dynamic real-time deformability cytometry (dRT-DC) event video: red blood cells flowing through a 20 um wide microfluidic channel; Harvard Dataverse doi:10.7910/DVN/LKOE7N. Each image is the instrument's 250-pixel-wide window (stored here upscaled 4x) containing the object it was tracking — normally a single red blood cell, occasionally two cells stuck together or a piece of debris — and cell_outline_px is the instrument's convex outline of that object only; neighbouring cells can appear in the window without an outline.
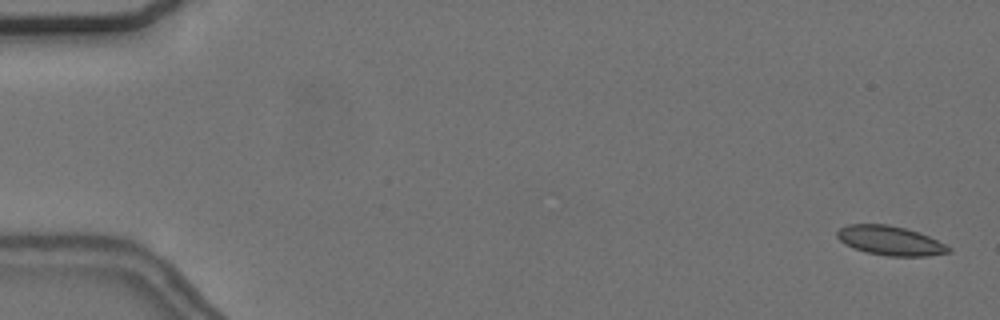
{"species": "common noctule bat (a hibernating species)", "species_latin": "Nyctalus noctula", "temperature_condition": "cold", "stored_images_in_passage": 56, "camera_frame_rate_fps": 3000, "um_per_image_px": 0.085, "animal": {"sex": "female", "body_mass_g": 24.6, "forearm_length_mm": 56.2}, "frame": {"image": 1, "passage_image": 2, "time_ms": 0.333, "image_size_px": [1000, 320], "cell_outline_px": [[952, 252], [928, 256], [888, 256], [868, 252], [844, 244], [836, 236], [836, 232], [840, 228], [848, 224], [888, 224], [904, 228], [928, 236], [952, 248]], "centroid_in_image_um": [75.66, 20.45], "position_along_channel_um": 9.3, "area_um2": 18.84}}
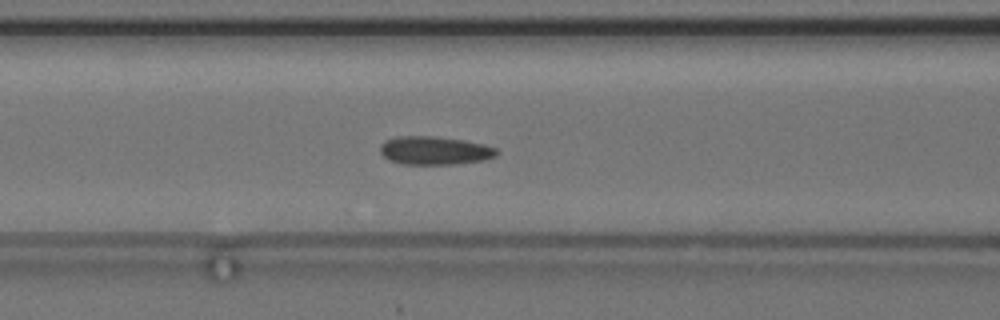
{"frame": {"image": 2, "passage_image": 24, "time_ms": 7.667, "image_size_px": [1000, 320], "cell_outline_px": [[500, 152], [496, 156], [484, 160], [456, 164], [404, 164], [388, 160], [380, 152], [380, 144], [384, 140], [396, 136], [432, 136], [464, 140], [484, 144], [496, 148]], "centroid_in_image_um": [36.94, 12.79], "position_along_channel_um": 129.7, "area_um2": 19.42}}
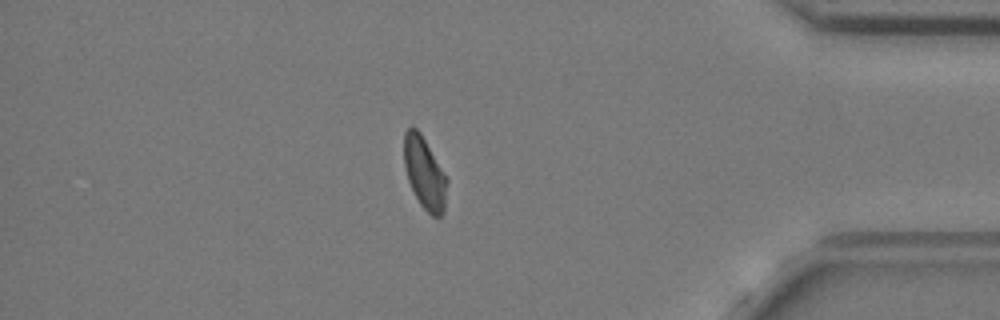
{"frame": {"image": 3, "passage_image": 49, "time_ms": 16.0, "image_size_px": [1000, 320], "cell_outline_px": [[448, 180], [444, 212], [440, 216], [432, 216], [420, 204], [408, 180], [404, 168], [404, 132], [412, 124], [420, 132]], "centroid_in_image_um": [36.08, 14.7], "position_along_channel_um": 399.1, "area_um2": 17.86}, "authors_computed_cell_mechanics": {"area_um2": 18.6116, "velocity_mm_per_s": 3.6505, "shape_relaxation_time_tau1_ms": null, "shape_relaxation_time_tau2_ms": 2.7613, "deformation_change_tau1": null, "deformation_change_tau2": 0.0858}}